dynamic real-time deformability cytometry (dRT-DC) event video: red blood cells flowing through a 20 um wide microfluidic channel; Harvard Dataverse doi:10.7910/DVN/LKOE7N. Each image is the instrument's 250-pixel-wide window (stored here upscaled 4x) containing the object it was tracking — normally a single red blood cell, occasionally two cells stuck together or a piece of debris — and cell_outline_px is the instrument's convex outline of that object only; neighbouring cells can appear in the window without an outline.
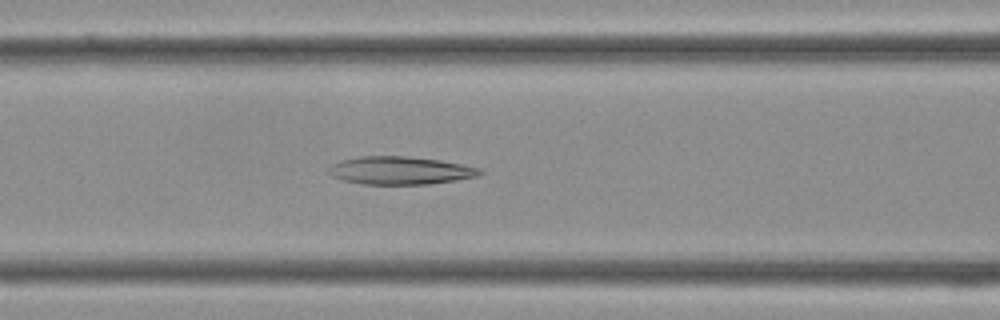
{"species": "Egyptian fruit bat (a non-hibernating species)", "species_latin": "Rousettus aegyptiacus", "temperature_condition": "cold", "stored_images_in_passage": 29, "camera_frame_rate_fps": 3000, "um_per_image_px": 0.085, "frame": {"image": 1, "passage_image": 8, "time_ms": 2.333, "image_size_px": [1000, 320], "cell_outline_px": [[484, 172], [476, 176], [456, 180], [428, 184], [364, 184], [344, 180], [332, 176], [328, 172], [328, 168], [332, 164], [340, 160], [360, 156], [408, 156], [440, 160], [480, 168]], "centroid_in_image_um": [33.99, 14.48], "position_along_channel_um": 132.6, "area_um2": 24.51}}
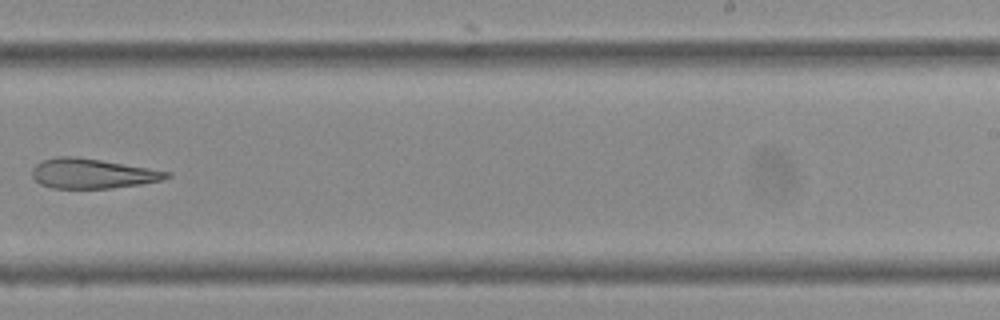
{"frame": {"image": 2, "passage_image": 16, "time_ms": 5.0, "image_size_px": [1000, 320], "cell_outline_px": [[172, 176], [160, 180], [140, 184], [112, 188], [52, 188], [40, 184], [32, 176], [32, 168], [36, 164], [44, 160], [56, 156], [76, 156], [172, 172]], "centroid_in_image_um": [7.83, 14.75], "position_along_channel_um": 281.2, "area_um2": 23.24}}
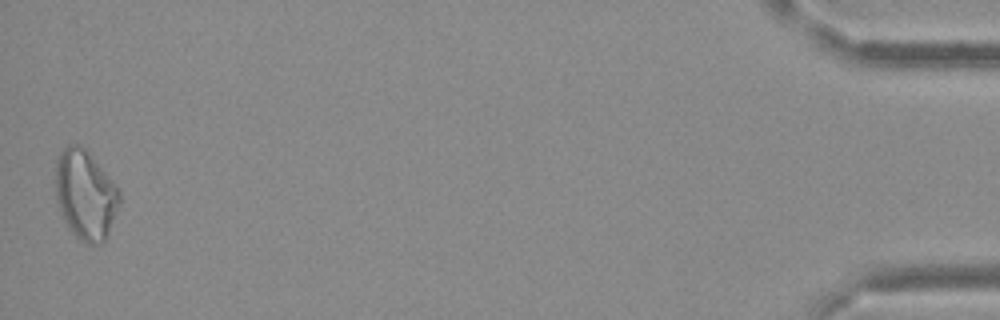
{"frame": {"image": 3, "passage_image": 29, "time_ms": 9.333, "image_size_px": [1000, 320], "cell_outline_px": [[120, 204], [108, 232], [104, 240], [100, 244], [84, 244], [68, 228], [60, 212], [56, 200], [56, 160], [60, 152], [68, 144], [76, 144], [84, 148], [108, 176], [120, 192]], "centroid_in_image_um": [7.24, 16.58], "position_along_channel_um": 428.0, "area_um2": 33.0}}